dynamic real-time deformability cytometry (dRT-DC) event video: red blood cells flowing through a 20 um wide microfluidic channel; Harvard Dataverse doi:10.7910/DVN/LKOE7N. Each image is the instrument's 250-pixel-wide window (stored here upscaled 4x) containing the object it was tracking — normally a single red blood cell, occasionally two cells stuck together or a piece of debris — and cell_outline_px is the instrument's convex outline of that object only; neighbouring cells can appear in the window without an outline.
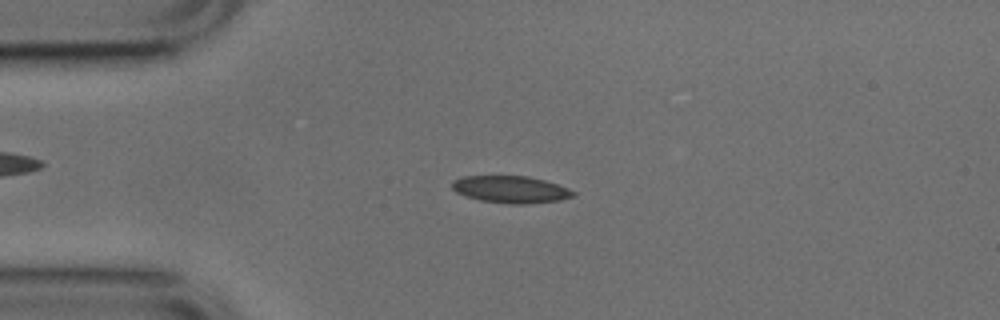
{"species": "common noctule bat (a hibernating species)", "species_latin": "Nyctalus noctula", "temperature_condition": "cold", "stored_images_in_passage": 51, "camera_frame_rate_fps": 3000, "um_per_image_px": 0.085, "animal": {"sex": "male", "body_mass_g": 17.9, "forearm_length_mm": 54.2}, "frame": {"image": 1, "passage_image": 11, "time_ms": 3.333, "image_size_px": [1000, 320], "cell_outline_px": [[576, 196], [560, 200], [528, 204], [508, 204], [480, 200], [456, 192], [452, 188], [452, 180], [464, 176], [528, 176], [544, 180], [568, 188], [576, 192]], "centroid_in_image_um": [43.44, 16.1], "position_along_channel_um": 41.6, "area_um2": 19.13}}
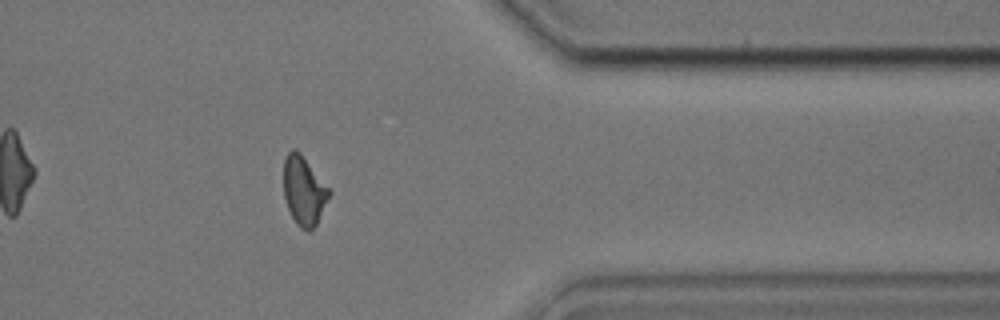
{"frame": {"image": 2, "passage_image": 41, "time_ms": 13.333, "image_size_px": [1000, 320], "cell_outline_px": [[332, 192], [316, 224], [308, 232], [300, 228], [296, 224], [288, 208], [284, 196], [284, 156], [292, 148], [296, 148], [300, 152]], "centroid_in_image_um": [25.82, 16.19], "position_along_channel_um": 385.6, "area_um2": 18.21}}
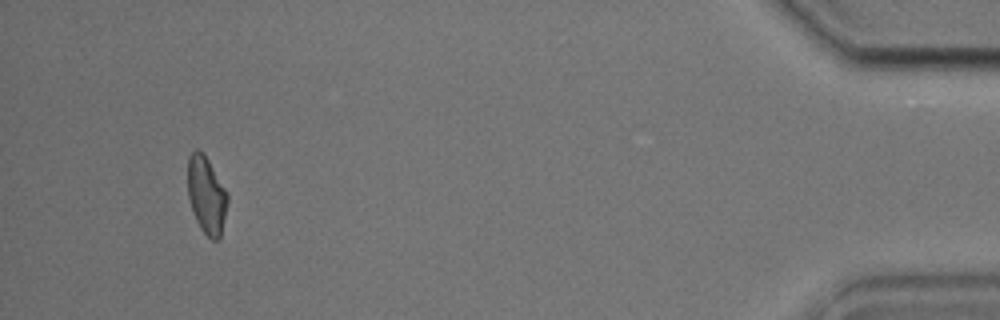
{"frame": {"image": 3, "passage_image": 48, "time_ms": 15.667, "image_size_px": [1000, 320], "cell_outline_px": [[228, 200], [220, 240], [212, 240], [200, 228], [196, 220], [188, 196], [188, 156], [196, 148], [204, 152], [228, 192]], "centroid_in_image_um": [17.56, 16.56], "position_along_channel_um": 417.6, "area_um2": 18.09}, "authors_computed_cell_mechanics": {"area_um2": 18.3804, "velocity_mm_per_s": 3.8021, "shape_relaxation_time_tau1_ms": 4.808, "shape_relaxation_time_tau2_ms": 2.8799, "deformation_change_tau1": 0.1183, "deformation_change_tau2": 0.0893}}